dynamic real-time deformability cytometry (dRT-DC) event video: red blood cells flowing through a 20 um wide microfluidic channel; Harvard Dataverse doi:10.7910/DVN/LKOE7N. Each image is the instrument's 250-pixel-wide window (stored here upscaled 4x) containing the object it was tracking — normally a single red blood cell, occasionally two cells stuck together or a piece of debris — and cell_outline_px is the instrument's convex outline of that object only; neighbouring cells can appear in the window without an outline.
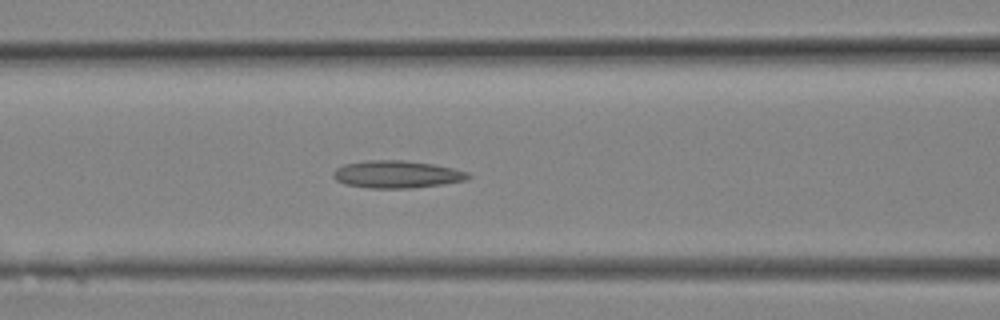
{"species": "Egyptian fruit bat (a non-hibernating species)", "species_latin": "Rousettus aegyptiacus", "temperature_condition": "room temperature", "stored_images_in_passage": 9, "camera_frame_rate_fps": 3000, "um_per_image_px": 0.085, "animal": {"sex": "female"}, "frame": {"image": 1, "passage_image": 9, "time_ms": 2.667, "image_size_px": [1000, 320], "cell_outline_px": [[472, 176], [464, 180], [444, 184], [412, 188], [368, 188], [344, 184], [336, 180], [332, 176], [332, 172], [336, 168], [344, 164], [364, 160], [404, 160], [436, 164], [468, 172]], "centroid_in_image_um": [33.7, 14.81], "position_along_channel_um": 132.9, "area_um2": 21.79}}